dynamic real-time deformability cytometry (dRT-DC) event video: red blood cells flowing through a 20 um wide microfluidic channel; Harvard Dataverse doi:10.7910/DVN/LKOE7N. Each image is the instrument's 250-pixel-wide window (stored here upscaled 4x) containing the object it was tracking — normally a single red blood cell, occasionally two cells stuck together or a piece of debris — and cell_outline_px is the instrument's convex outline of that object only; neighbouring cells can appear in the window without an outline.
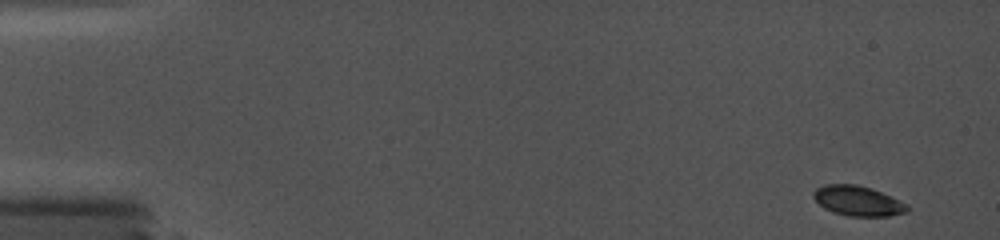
{"species": "common noctule bat (a hibernating species)", "species_latin": "Nyctalus noctula", "temperature_condition": "cold", "stored_images_in_passage": 31, "camera_frame_rate_fps": 5000, "um_per_image_px": 0.085, "animal": {"sex": "female", "body_mass_g": 19.0, "forearm_length_mm": 56.7}, "frame": {"image": 1, "passage_image": 1, "time_ms": 0.0, "image_size_px": [1000, 240], "cell_outline_px": [[912, 208], [908, 212], [888, 216], [848, 216], [832, 212], [824, 208], [812, 196], [812, 192], [816, 188], [824, 184], [856, 184], [872, 188], [892, 196], [908, 204]], "centroid_in_image_um": [72.95, 17.07], "position_along_channel_um": 12.0, "area_um2": 16.7}}
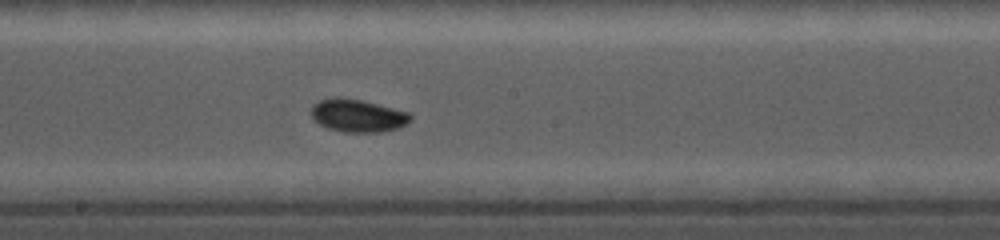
{"frame": {"image": 2, "passage_image": 19, "time_ms": 9.2, "image_size_px": [1000, 240], "cell_outline_px": [[412, 120], [400, 128], [380, 132], [344, 132], [328, 128], [320, 124], [312, 116], [312, 104], [320, 100], [336, 96], [360, 100], [408, 112], [412, 116]], "centroid_in_image_um": [30.42, 9.83], "position_along_channel_um": 217.8, "area_um2": 18.84}}
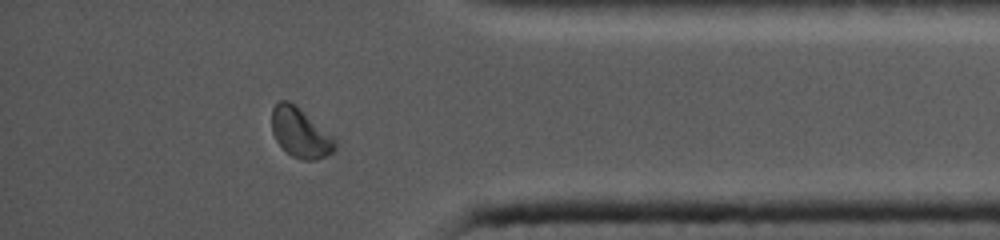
{"frame": {"image": 3, "passage_image": 30, "time_ms": 14.4, "image_size_px": [1000, 240], "cell_outline_px": [[336, 148], [332, 152], [316, 160], [304, 160], [292, 156], [276, 140], [272, 132], [272, 108], [280, 100], [288, 100], [332, 136], [336, 140]], "centroid_in_image_um": [25.51, 11.3], "position_along_channel_um": 409.7, "area_um2": 17.69}}